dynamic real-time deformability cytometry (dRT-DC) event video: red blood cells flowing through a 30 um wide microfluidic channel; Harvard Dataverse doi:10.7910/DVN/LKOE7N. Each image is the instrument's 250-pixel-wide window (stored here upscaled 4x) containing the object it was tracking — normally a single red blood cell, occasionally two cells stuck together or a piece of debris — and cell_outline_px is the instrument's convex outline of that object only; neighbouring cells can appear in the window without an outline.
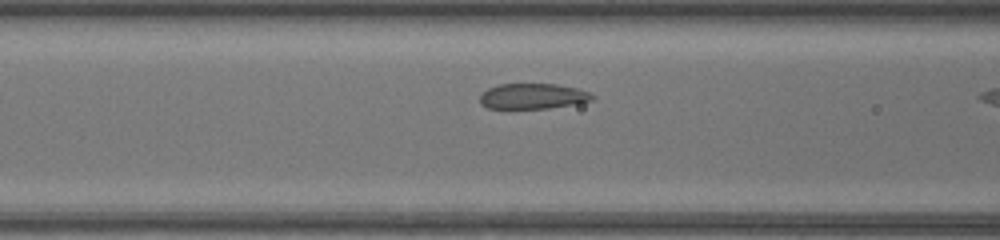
{"species": "common noctule bat (a hibernating species)", "species_latin": "Nyctalus noctula", "temperature_condition": "warm", "stored_images_in_passage": 8, "camera_frame_rate_fps": 3000, "um_per_image_px": 0.085, "animal": {"sex": "female", "body_mass_g": 17.0, "forearm_length_mm": 48.0}, "frame": {"image": 1, "passage_image": 7, "time_ms": 2.0, "image_size_px": [1000, 240], "cell_outline_px": [[596, 96], [592, 100], [572, 104], [548, 108], [488, 108], [480, 104], [480, 96], [488, 88], [500, 84], [556, 84], [576, 88], [588, 92]], "centroid_in_image_um": [45.27, 8.17], "position_along_channel_um": 121.3, "area_um2": 16.47}}